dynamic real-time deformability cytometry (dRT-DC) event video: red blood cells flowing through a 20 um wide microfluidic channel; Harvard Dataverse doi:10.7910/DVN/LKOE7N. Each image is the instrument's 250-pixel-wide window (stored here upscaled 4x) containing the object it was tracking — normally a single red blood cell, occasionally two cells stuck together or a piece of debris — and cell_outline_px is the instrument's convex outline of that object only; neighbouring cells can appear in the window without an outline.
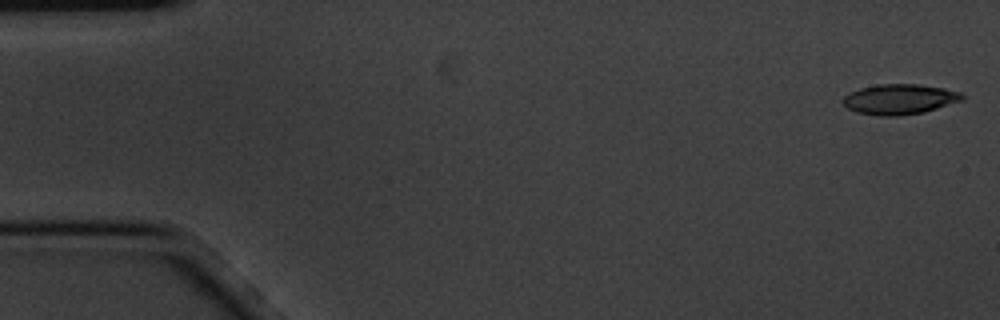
{"species": "common noctule bat (a hibernating species)", "species_latin": "Nyctalus noctula", "temperature_condition": "cold", "stored_images_in_passage": 6, "camera_frame_rate_fps": 3000, "um_per_image_px": 0.085, "animal": {"sex": "male", "body_mass_g": 20.1, "forearm_length_mm": 53.5}, "frame": {"image": 1, "passage_image": 1, "time_ms": 0.0, "image_size_px": [1000, 320], "cell_outline_px": [[964, 100], [924, 112], [896, 116], [880, 116], [856, 112], [848, 108], [840, 100], [844, 96], [860, 88], [876, 84], [920, 84], [944, 88], [960, 92], [964, 96]], "centroid_in_image_um": [76.46, 8.43], "position_along_channel_um": 8.5, "area_um2": 21.1}}
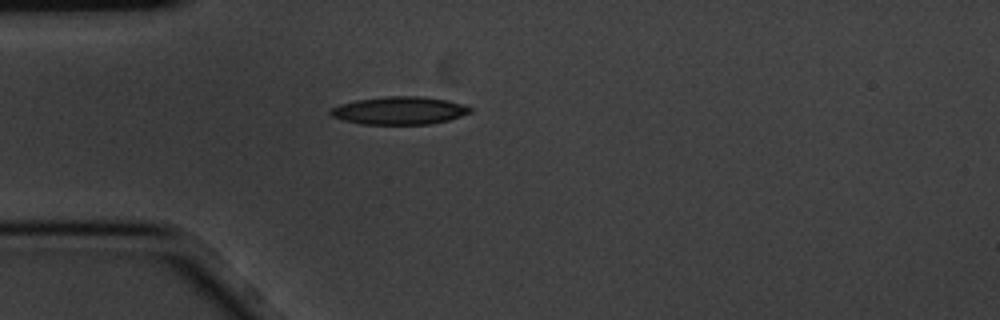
{"frame": {"image": 2, "passage_image": 5, "time_ms": 1.333, "image_size_px": [1000, 320], "cell_outline_px": [[472, 112], [448, 120], [428, 124], [360, 124], [344, 120], [332, 116], [328, 112], [332, 108], [340, 104], [356, 100], [388, 96], [420, 96], [448, 100], [464, 104], [472, 108]], "centroid_in_image_um": [33.96, 9.39], "position_along_channel_um": 51.0, "area_um2": 22.6}}